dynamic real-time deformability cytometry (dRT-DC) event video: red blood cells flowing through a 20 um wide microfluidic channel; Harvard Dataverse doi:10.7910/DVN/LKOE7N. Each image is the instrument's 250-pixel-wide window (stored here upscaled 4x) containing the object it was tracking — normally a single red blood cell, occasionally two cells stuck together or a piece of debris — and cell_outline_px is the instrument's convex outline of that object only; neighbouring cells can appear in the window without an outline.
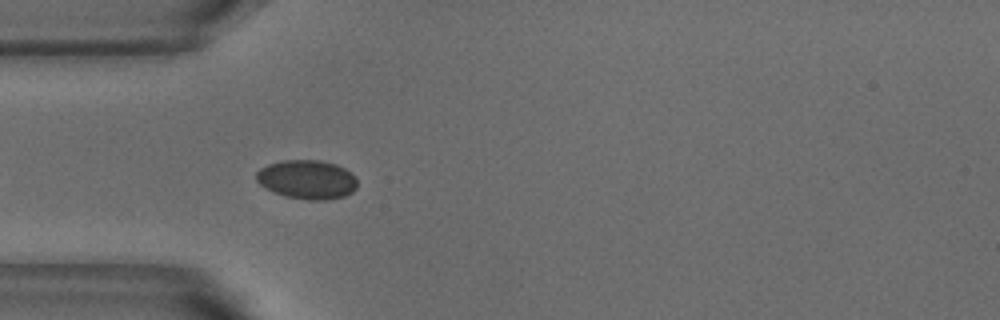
{"species": "common noctule bat (a hibernating species)", "species_latin": "Nyctalus noctula", "temperature_condition": "warm", "stored_images_in_passage": 7, "camera_frame_rate_fps": 3000, "um_per_image_px": 0.085, "animal": {"sex": "male", "body_mass_g": 18.8}, "frame": {"image": 1, "passage_image": 4, "time_ms": 1.0, "image_size_px": [1000, 320], "cell_outline_px": [[356, 188], [352, 192], [344, 196], [324, 200], [308, 200], [284, 196], [264, 188], [256, 180], [256, 172], [260, 168], [268, 164], [284, 160], [320, 160], [336, 164], [344, 168], [356, 180]], "centroid_in_image_um": [26.06, 15.26], "position_along_channel_um": 58.9, "area_um2": 22.89}}